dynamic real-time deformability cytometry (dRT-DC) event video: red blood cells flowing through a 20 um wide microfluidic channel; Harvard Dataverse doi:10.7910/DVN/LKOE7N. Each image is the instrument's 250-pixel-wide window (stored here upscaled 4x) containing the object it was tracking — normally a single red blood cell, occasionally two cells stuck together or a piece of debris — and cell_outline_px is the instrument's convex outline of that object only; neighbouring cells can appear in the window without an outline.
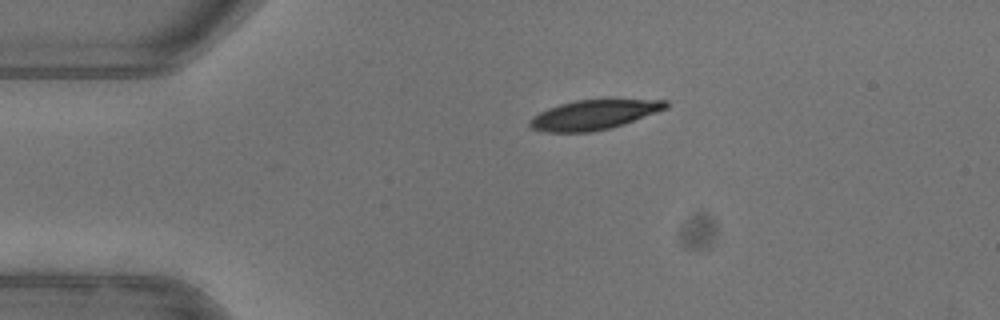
{"species": "common noctule bat (a hibernating species)", "species_latin": "Nyctalus noctula", "temperature_condition": "warm", "stored_images_in_passage": 42, "camera_frame_rate_fps": 3000, "um_per_image_px": 0.085, "animal": {"sex": "female"}, "frame": {"image": 1, "passage_image": 1, "time_ms": 0.0, "image_size_px": [1000, 320], "cell_outline_px": [[668, 108], [624, 124], [592, 132], [544, 132], [532, 128], [528, 124], [528, 120], [532, 116], [548, 108], [560, 104], [576, 100], [608, 96], [612, 96], [668, 100]], "centroid_in_image_um": [50.56, 9.68], "position_along_channel_um": 34.4, "area_um2": 24.74}}
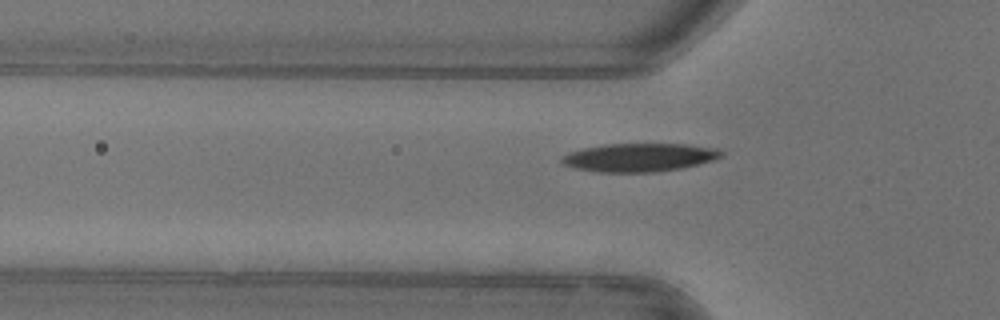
{"frame": {"image": 2, "passage_image": 7, "time_ms": 2.0, "image_size_px": [1000, 320], "cell_outline_px": [[724, 152], [720, 156], [712, 160], [680, 168], [652, 172], [596, 172], [576, 168], [560, 164], [560, 160], [568, 152], [584, 148], [604, 144], [688, 144], [716, 148]], "centroid_in_image_um": [54.29, 13.38], "position_along_channel_um": 71.5, "area_um2": 26.18}}
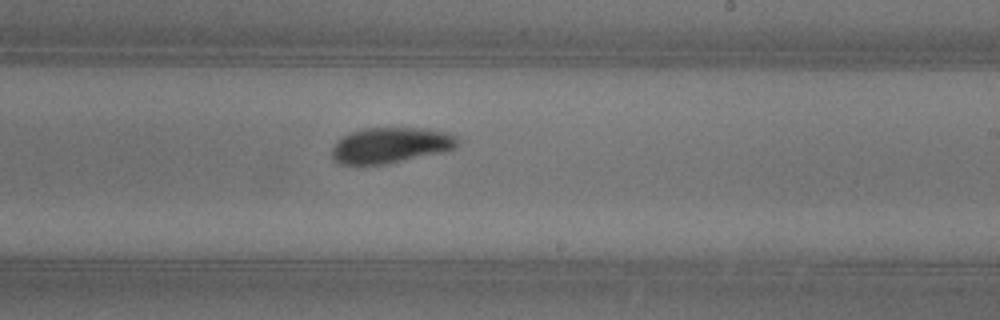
{"frame": {"image": 3, "passage_image": 21, "time_ms": 6.667, "image_size_px": [1000, 320], "cell_outline_px": [[460, 140], [456, 148], [444, 152], [388, 164], [340, 164], [332, 160], [332, 148], [336, 140], [352, 132], [364, 128], [428, 128], [448, 132], [456, 136]], "centroid_in_image_um": [33.24, 12.35], "position_along_channel_um": 255.8, "area_um2": 26.47}, "authors_computed_cell_mechanics": {"area_um2": 25.8944, "velocity_mm_per_s": 3.9388, "shape_relaxation_time_tau1_ms": 2.7621, "shape_relaxation_time_tau2_ms": 2.1805, "deformation_change_tau1": 0.1329, "deformation_change_tau2": 0.0686}}